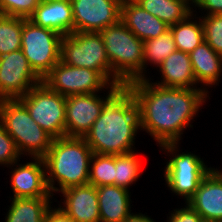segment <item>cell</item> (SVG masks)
I'll return each mask as SVG.
<instances>
[{
	"mask_svg": "<svg viewBox=\"0 0 222 222\" xmlns=\"http://www.w3.org/2000/svg\"><path fill=\"white\" fill-rule=\"evenodd\" d=\"M144 10L168 26L185 21L193 14L192 0H134Z\"/></svg>",
	"mask_w": 222,
	"mask_h": 222,
	"instance_id": "23",
	"label": "cell"
},
{
	"mask_svg": "<svg viewBox=\"0 0 222 222\" xmlns=\"http://www.w3.org/2000/svg\"><path fill=\"white\" fill-rule=\"evenodd\" d=\"M100 222H124L133 212L131 191L116 186L97 187ZM132 204V205H131Z\"/></svg>",
	"mask_w": 222,
	"mask_h": 222,
	"instance_id": "21",
	"label": "cell"
},
{
	"mask_svg": "<svg viewBox=\"0 0 222 222\" xmlns=\"http://www.w3.org/2000/svg\"><path fill=\"white\" fill-rule=\"evenodd\" d=\"M181 143L161 144L158 147L160 153L166 154L163 159L166 161L163 162L164 167L162 168V177H164L162 179L165 180V183H163L165 188L167 187V190L173 194L171 196H176V198L187 202L214 166L207 165L205 158L195 154V151L186 150L185 152Z\"/></svg>",
	"mask_w": 222,
	"mask_h": 222,
	"instance_id": "5",
	"label": "cell"
},
{
	"mask_svg": "<svg viewBox=\"0 0 222 222\" xmlns=\"http://www.w3.org/2000/svg\"><path fill=\"white\" fill-rule=\"evenodd\" d=\"M189 55L197 86L211 96L213 90L211 88H216L221 83L222 56L217 54L206 41L198 45Z\"/></svg>",
	"mask_w": 222,
	"mask_h": 222,
	"instance_id": "18",
	"label": "cell"
},
{
	"mask_svg": "<svg viewBox=\"0 0 222 222\" xmlns=\"http://www.w3.org/2000/svg\"><path fill=\"white\" fill-rule=\"evenodd\" d=\"M176 49L190 54L204 41V31L200 16L191 14L185 21L169 27Z\"/></svg>",
	"mask_w": 222,
	"mask_h": 222,
	"instance_id": "24",
	"label": "cell"
},
{
	"mask_svg": "<svg viewBox=\"0 0 222 222\" xmlns=\"http://www.w3.org/2000/svg\"><path fill=\"white\" fill-rule=\"evenodd\" d=\"M28 19L35 25L54 30L61 36L74 32L73 8L68 1L40 0Z\"/></svg>",
	"mask_w": 222,
	"mask_h": 222,
	"instance_id": "20",
	"label": "cell"
},
{
	"mask_svg": "<svg viewBox=\"0 0 222 222\" xmlns=\"http://www.w3.org/2000/svg\"><path fill=\"white\" fill-rule=\"evenodd\" d=\"M138 151L123 155H115V185L130 191L135 186L139 177L144 173V160Z\"/></svg>",
	"mask_w": 222,
	"mask_h": 222,
	"instance_id": "26",
	"label": "cell"
},
{
	"mask_svg": "<svg viewBox=\"0 0 222 222\" xmlns=\"http://www.w3.org/2000/svg\"><path fill=\"white\" fill-rule=\"evenodd\" d=\"M24 18L0 15V57L21 49Z\"/></svg>",
	"mask_w": 222,
	"mask_h": 222,
	"instance_id": "27",
	"label": "cell"
},
{
	"mask_svg": "<svg viewBox=\"0 0 222 222\" xmlns=\"http://www.w3.org/2000/svg\"><path fill=\"white\" fill-rule=\"evenodd\" d=\"M123 0H72L74 32H100L120 21Z\"/></svg>",
	"mask_w": 222,
	"mask_h": 222,
	"instance_id": "13",
	"label": "cell"
},
{
	"mask_svg": "<svg viewBox=\"0 0 222 222\" xmlns=\"http://www.w3.org/2000/svg\"><path fill=\"white\" fill-rule=\"evenodd\" d=\"M91 147L84 138H55L43 157L46 183L53 197L73 186L88 184Z\"/></svg>",
	"mask_w": 222,
	"mask_h": 222,
	"instance_id": "3",
	"label": "cell"
},
{
	"mask_svg": "<svg viewBox=\"0 0 222 222\" xmlns=\"http://www.w3.org/2000/svg\"><path fill=\"white\" fill-rule=\"evenodd\" d=\"M120 21L142 41L157 38L170 27L134 0L122 1Z\"/></svg>",
	"mask_w": 222,
	"mask_h": 222,
	"instance_id": "19",
	"label": "cell"
},
{
	"mask_svg": "<svg viewBox=\"0 0 222 222\" xmlns=\"http://www.w3.org/2000/svg\"><path fill=\"white\" fill-rule=\"evenodd\" d=\"M175 50L176 45L170 30L157 38L143 41L144 79L150 76L151 68L154 67L155 70Z\"/></svg>",
	"mask_w": 222,
	"mask_h": 222,
	"instance_id": "25",
	"label": "cell"
},
{
	"mask_svg": "<svg viewBox=\"0 0 222 222\" xmlns=\"http://www.w3.org/2000/svg\"><path fill=\"white\" fill-rule=\"evenodd\" d=\"M202 20L204 41L222 56V14L198 15Z\"/></svg>",
	"mask_w": 222,
	"mask_h": 222,
	"instance_id": "29",
	"label": "cell"
},
{
	"mask_svg": "<svg viewBox=\"0 0 222 222\" xmlns=\"http://www.w3.org/2000/svg\"><path fill=\"white\" fill-rule=\"evenodd\" d=\"M54 202L75 222H100L97 187L84 184L69 187L58 193ZM63 197V198H62Z\"/></svg>",
	"mask_w": 222,
	"mask_h": 222,
	"instance_id": "15",
	"label": "cell"
},
{
	"mask_svg": "<svg viewBox=\"0 0 222 222\" xmlns=\"http://www.w3.org/2000/svg\"><path fill=\"white\" fill-rule=\"evenodd\" d=\"M192 5L193 14L195 15L222 14V0H192Z\"/></svg>",
	"mask_w": 222,
	"mask_h": 222,
	"instance_id": "33",
	"label": "cell"
},
{
	"mask_svg": "<svg viewBox=\"0 0 222 222\" xmlns=\"http://www.w3.org/2000/svg\"><path fill=\"white\" fill-rule=\"evenodd\" d=\"M52 91L65 97L105 92L111 85L98 71L69 66L61 60L42 79Z\"/></svg>",
	"mask_w": 222,
	"mask_h": 222,
	"instance_id": "10",
	"label": "cell"
},
{
	"mask_svg": "<svg viewBox=\"0 0 222 222\" xmlns=\"http://www.w3.org/2000/svg\"><path fill=\"white\" fill-rule=\"evenodd\" d=\"M134 95L143 134L151 136L158 147L161 144L183 142V134L192 128L202 106L210 96L200 88L161 87L147 78L126 85ZM198 115V116H197Z\"/></svg>",
	"mask_w": 222,
	"mask_h": 222,
	"instance_id": "1",
	"label": "cell"
},
{
	"mask_svg": "<svg viewBox=\"0 0 222 222\" xmlns=\"http://www.w3.org/2000/svg\"><path fill=\"white\" fill-rule=\"evenodd\" d=\"M115 155L93 153L88 183L96 187L115 185Z\"/></svg>",
	"mask_w": 222,
	"mask_h": 222,
	"instance_id": "28",
	"label": "cell"
},
{
	"mask_svg": "<svg viewBox=\"0 0 222 222\" xmlns=\"http://www.w3.org/2000/svg\"><path fill=\"white\" fill-rule=\"evenodd\" d=\"M60 60L98 71L110 83V62L99 32H72L61 38Z\"/></svg>",
	"mask_w": 222,
	"mask_h": 222,
	"instance_id": "7",
	"label": "cell"
},
{
	"mask_svg": "<svg viewBox=\"0 0 222 222\" xmlns=\"http://www.w3.org/2000/svg\"><path fill=\"white\" fill-rule=\"evenodd\" d=\"M139 132L141 128L136 99L127 86H122L105 103L84 139L93 153L123 155L136 151Z\"/></svg>",
	"mask_w": 222,
	"mask_h": 222,
	"instance_id": "2",
	"label": "cell"
},
{
	"mask_svg": "<svg viewBox=\"0 0 222 222\" xmlns=\"http://www.w3.org/2000/svg\"><path fill=\"white\" fill-rule=\"evenodd\" d=\"M0 124L14 140L22 158H43L54 139L32 119L19 99L0 100Z\"/></svg>",
	"mask_w": 222,
	"mask_h": 222,
	"instance_id": "6",
	"label": "cell"
},
{
	"mask_svg": "<svg viewBox=\"0 0 222 222\" xmlns=\"http://www.w3.org/2000/svg\"><path fill=\"white\" fill-rule=\"evenodd\" d=\"M213 169L203 178L187 203L202 219L222 220V171Z\"/></svg>",
	"mask_w": 222,
	"mask_h": 222,
	"instance_id": "17",
	"label": "cell"
},
{
	"mask_svg": "<svg viewBox=\"0 0 222 222\" xmlns=\"http://www.w3.org/2000/svg\"><path fill=\"white\" fill-rule=\"evenodd\" d=\"M202 222H222V220L203 219Z\"/></svg>",
	"mask_w": 222,
	"mask_h": 222,
	"instance_id": "36",
	"label": "cell"
},
{
	"mask_svg": "<svg viewBox=\"0 0 222 222\" xmlns=\"http://www.w3.org/2000/svg\"><path fill=\"white\" fill-rule=\"evenodd\" d=\"M99 33L110 62V84L126 86L144 79L143 41L121 21Z\"/></svg>",
	"mask_w": 222,
	"mask_h": 222,
	"instance_id": "4",
	"label": "cell"
},
{
	"mask_svg": "<svg viewBox=\"0 0 222 222\" xmlns=\"http://www.w3.org/2000/svg\"><path fill=\"white\" fill-rule=\"evenodd\" d=\"M40 0H0V15L28 19Z\"/></svg>",
	"mask_w": 222,
	"mask_h": 222,
	"instance_id": "30",
	"label": "cell"
},
{
	"mask_svg": "<svg viewBox=\"0 0 222 222\" xmlns=\"http://www.w3.org/2000/svg\"><path fill=\"white\" fill-rule=\"evenodd\" d=\"M55 197L10 198L4 222H44L46 212L54 203Z\"/></svg>",
	"mask_w": 222,
	"mask_h": 222,
	"instance_id": "22",
	"label": "cell"
},
{
	"mask_svg": "<svg viewBox=\"0 0 222 222\" xmlns=\"http://www.w3.org/2000/svg\"><path fill=\"white\" fill-rule=\"evenodd\" d=\"M7 168L11 175L8 177L11 186L9 188L13 194L10 193L7 198L53 197L46 183L43 158L27 157L26 160L14 162Z\"/></svg>",
	"mask_w": 222,
	"mask_h": 222,
	"instance_id": "14",
	"label": "cell"
},
{
	"mask_svg": "<svg viewBox=\"0 0 222 222\" xmlns=\"http://www.w3.org/2000/svg\"><path fill=\"white\" fill-rule=\"evenodd\" d=\"M19 100L25 105L32 119L54 139L66 137L65 96L50 90L41 82Z\"/></svg>",
	"mask_w": 222,
	"mask_h": 222,
	"instance_id": "9",
	"label": "cell"
},
{
	"mask_svg": "<svg viewBox=\"0 0 222 222\" xmlns=\"http://www.w3.org/2000/svg\"><path fill=\"white\" fill-rule=\"evenodd\" d=\"M57 1H68V2H72V0H57Z\"/></svg>",
	"mask_w": 222,
	"mask_h": 222,
	"instance_id": "37",
	"label": "cell"
},
{
	"mask_svg": "<svg viewBox=\"0 0 222 222\" xmlns=\"http://www.w3.org/2000/svg\"><path fill=\"white\" fill-rule=\"evenodd\" d=\"M41 82L21 49L0 57V100L19 99Z\"/></svg>",
	"mask_w": 222,
	"mask_h": 222,
	"instance_id": "12",
	"label": "cell"
},
{
	"mask_svg": "<svg viewBox=\"0 0 222 222\" xmlns=\"http://www.w3.org/2000/svg\"><path fill=\"white\" fill-rule=\"evenodd\" d=\"M138 211L139 212H136L135 209V211L132 212L124 222H156L155 219H153L150 215H147V213L143 214L141 210Z\"/></svg>",
	"mask_w": 222,
	"mask_h": 222,
	"instance_id": "35",
	"label": "cell"
},
{
	"mask_svg": "<svg viewBox=\"0 0 222 222\" xmlns=\"http://www.w3.org/2000/svg\"><path fill=\"white\" fill-rule=\"evenodd\" d=\"M121 87L122 85H110L105 93L97 92L66 97V137L84 138L100 116L105 103Z\"/></svg>",
	"mask_w": 222,
	"mask_h": 222,
	"instance_id": "11",
	"label": "cell"
},
{
	"mask_svg": "<svg viewBox=\"0 0 222 222\" xmlns=\"http://www.w3.org/2000/svg\"><path fill=\"white\" fill-rule=\"evenodd\" d=\"M178 205L176 208L169 210L166 222H202L200 214L194 210L187 202L184 205Z\"/></svg>",
	"mask_w": 222,
	"mask_h": 222,
	"instance_id": "32",
	"label": "cell"
},
{
	"mask_svg": "<svg viewBox=\"0 0 222 222\" xmlns=\"http://www.w3.org/2000/svg\"><path fill=\"white\" fill-rule=\"evenodd\" d=\"M20 159L26 158H22L15 146L14 140L0 124V167H3L4 170L5 167Z\"/></svg>",
	"mask_w": 222,
	"mask_h": 222,
	"instance_id": "31",
	"label": "cell"
},
{
	"mask_svg": "<svg viewBox=\"0 0 222 222\" xmlns=\"http://www.w3.org/2000/svg\"><path fill=\"white\" fill-rule=\"evenodd\" d=\"M159 77L154 81V77L149 76L147 79L154 84L167 88H200L197 86L193 74L190 55L180 50L171 53L157 68ZM153 77V78H152Z\"/></svg>",
	"mask_w": 222,
	"mask_h": 222,
	"instance_id": "16",
	"label": "cell"
},
{
	"mask_svg": "<svg viewBox=\"0 0 222 222\" xmlns=\"http://www.w3.org/2000/svg\"><path fill=\"white\" fill-rule=\"evenodd\" d=\"M62 36L24 18L21 50L31 69L42 80L60 61Z\"/></svg>",
	"mask_w": 222,
	"mask_h": 222,
	"instance_id": "8",
	"label": "cell"
},
{
	"mask_svg": "<svg viewBox=\"0 0 222 222\" xmlns=\"http://www.w3.org/2000/svg\"><path fill=\"white\" fill-rule=\"evenodd\" d=\"M56 206L57 204L51 205L46 212L44 222H75L60 207Z\"/></svg>",
	"mask_w": 222,
	"mask_h": 222,
	"instance_id": "34",
	"label": "cell"
}]
</instances>
